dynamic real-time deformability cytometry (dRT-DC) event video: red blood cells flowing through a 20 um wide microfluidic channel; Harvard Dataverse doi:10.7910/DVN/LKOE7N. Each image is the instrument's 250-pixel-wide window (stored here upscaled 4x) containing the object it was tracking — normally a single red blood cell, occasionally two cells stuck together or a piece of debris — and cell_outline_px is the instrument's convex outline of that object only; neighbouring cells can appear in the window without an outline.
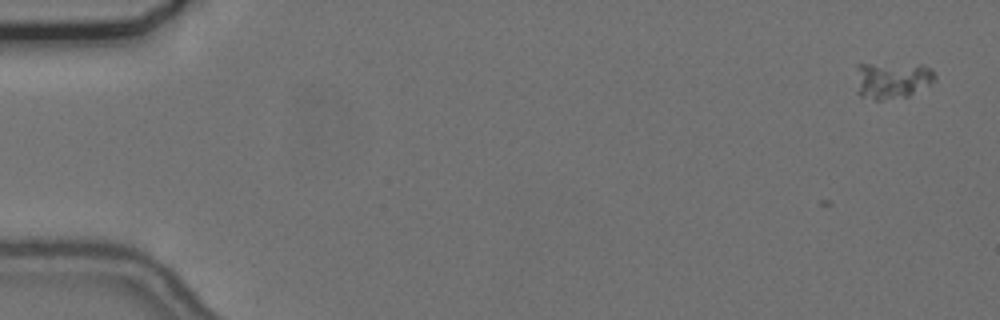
{"species": "common noctule bat (a hibernating species)", "species_latin": "Nyctalus noctula", "temperature_condition": "cold", "stored_images_in_passage": 3, "camera_frame_rate_fps": 3000, "um_per_image_px": 0.085, "animal": {"sex": "female", "body_mass_g": 24.6, "forearm_length_mm": 56.2}, "frame": {"image": 1, "passage_image": 1, "time_ms": 0.0, "image_size_px": [1000, 320], "cell_outline_px": [[936, 80], [908, 96], [880, 100], [876, 100], [860, 96], [856, 92], [856, 64], [920, 64], [932, 68], [936, 76]], "centroid_in_image_um": [75.8, 6.8], "position_along_channel_um": 9.2, "area_um2": 17.17}}